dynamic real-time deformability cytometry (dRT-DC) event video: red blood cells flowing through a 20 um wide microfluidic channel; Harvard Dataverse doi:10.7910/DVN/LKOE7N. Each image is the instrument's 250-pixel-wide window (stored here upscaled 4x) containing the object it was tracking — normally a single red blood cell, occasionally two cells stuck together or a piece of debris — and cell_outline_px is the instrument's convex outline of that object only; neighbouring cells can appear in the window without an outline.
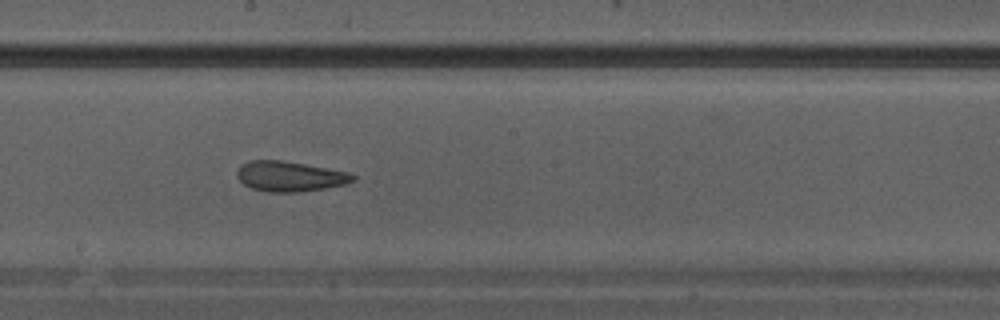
{"species": "Egyptian fruit bat (a non-hibernating species)", "species_latin": "Rousettus aegyptiacus", "temperature_condition": "warm", "stored_images_in_passage": 23, "camera_frame_rate_fps": 3000, "um_per_image_px": 0.085, "animal": {"sex": "male"}, "frame": {"image": 1, "passage_image": 10, "time_ms": 3.0, "image_size_px": [1000, 320], "cell_outline_px": [[356, 180], [348, 184], [300, 192], [268, 192], [252, 188], [244, 184], [236, 176], [236, 172], [240, 164], [248, 160], [280, 160], [304, 164], [348, 172], [356, 176]], "centroid_in_image_um": [24.62, 14.99], "position_along_channel_um": 223.6, "area_um2": 20.46}}